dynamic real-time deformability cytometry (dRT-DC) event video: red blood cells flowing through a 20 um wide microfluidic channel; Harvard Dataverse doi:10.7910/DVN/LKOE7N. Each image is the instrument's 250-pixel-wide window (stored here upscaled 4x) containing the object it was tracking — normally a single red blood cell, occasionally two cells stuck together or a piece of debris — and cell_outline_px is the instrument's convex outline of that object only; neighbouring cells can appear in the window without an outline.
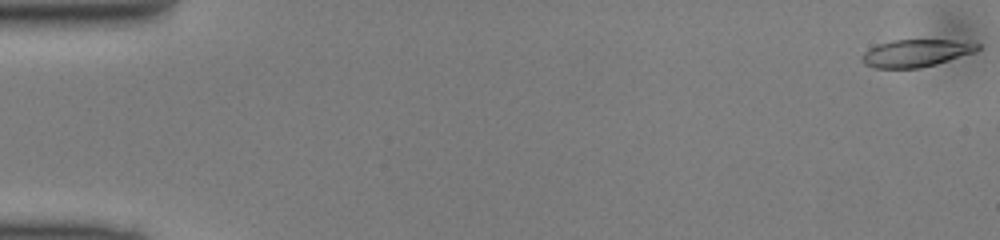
{"species": "common noctule bat (a hibernating species)", "species_latin": "Nyctalus noctula", "temperature_condition": "cold", "stored_images_in_passage": 49, "camera_frame_rate_fps": 3000, "um_per_image_px": 0.085, "animal": {"sex": "male", "body_mass_g": 13.0, "forearm_length_mm": 53.1}, "frame": {"image": 1, "passage_image": 1, "time_ms": 0.0, "image_size_px": [1000, 240], "cell_outline_px": [[980, 48], [976, 52], [936, 64], [920, 68], [872, 68], [864, 64], [860, 60], [860, 56], [868, 48], [876, 44], [892, 40], [956, 40], [980, 44]], "centroid_in_image_um": [77.81, 4.51], "position_along_channel_um": 7.2, "area_um2": 18.73}}
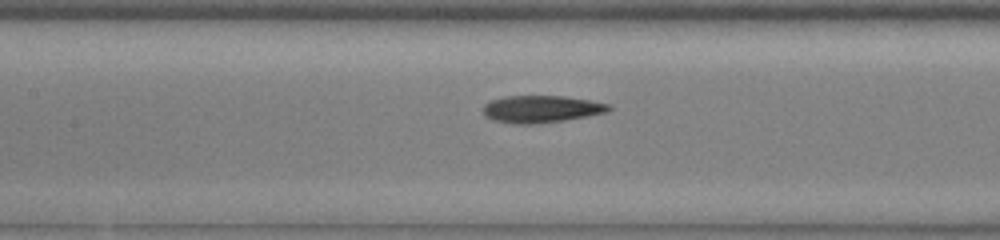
{"frame": {"image": 2, "passage_image": 23, "time_ms": 7.333, "image_size_px": [1000, 240], "cell_outline_px": [[612, 108], [608, 112], [588, 116], [564, 120], [532, 124], [512, 124], [492, 120], [484, 116], [484, 104], [488, 100], [508, 96], [564, 96], [612, 104]], "centroid_in_image_um": [46.0, 9.27], "position_along_channel_um": 161.4, "area_um2": 20.06}}
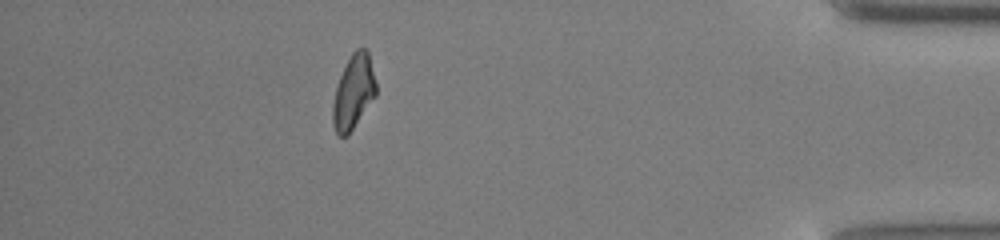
{"frame": {"image": 3, "passage_image": 44, "time_ms": 14.333, "image_size_px": [1000, 240], "cell_outline_px": [[376, 96], [348, 136], [340, 136], [336, 132], [332, 124], [332, 104], [336, 88], [340, 76], [352, 52], [356, 48], [364, 48], [368, 52], [376, 84]], "centroid_in_image_um": [30.04, 7.86], "position_along_channel_um": 405.2, "area_um2": 18.61}}